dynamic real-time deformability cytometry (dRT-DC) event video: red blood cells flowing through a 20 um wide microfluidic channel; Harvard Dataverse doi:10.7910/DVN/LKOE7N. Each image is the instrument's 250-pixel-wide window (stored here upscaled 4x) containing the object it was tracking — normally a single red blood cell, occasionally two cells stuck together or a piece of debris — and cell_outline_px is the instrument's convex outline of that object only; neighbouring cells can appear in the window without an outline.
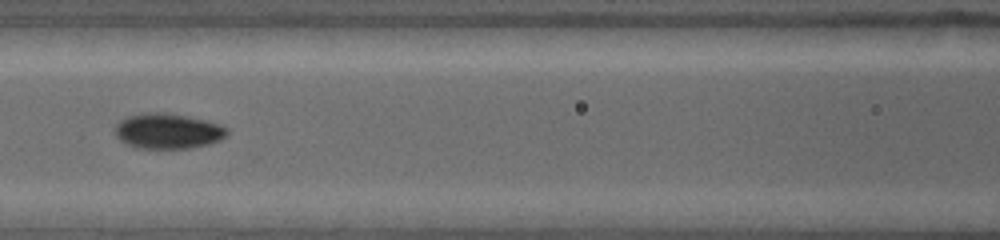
{"species": "common noctule bat (a hibernating species)", "species_latin": "Nyctalus noctula", "temperature_condition": "warm", "stored_images_in_passage": 26, "camera_frame_rate_fps": 4500, "um_per_image_px": 0.085, "animal": {"sex": "female", "body_mass_g": 19.0, "forearm_length_mm": 53.3}, "frame": {"image": 1, "passage_image": 5, "time_ms": 2.889, "image_size_px": [1000, 240], "cell_outline_px": [[228, 132], [220, 140], [208, 144], [188, 148], [136, 148], [124, 144], [116, 136], [116, 124], [120, 120], [128, 116], [148, 112], [168, 112], [204, 120], [220, 124], [228, 128]], "centroid_in_image_um": [14.25, 11.14], "position_along_channel_um": 152.4, "area_um2": 23.06}}
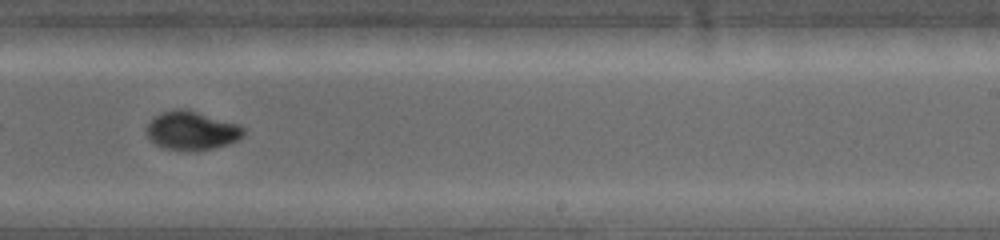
{"frame": {"image": 2, "passage_image": 12, "time_ms": 6.0, "image_size_px": [1000, 240], "cell_outline_px": [[244, 136], [228, 144], [196, 152], [164, 148], [156, 144], [148, 136], [144, 128], [160, 112], [176, 108], [184, 108], [240, 124], [244, 128]], "centroid_in_image_um": [16.3, 11.1], "position_along_channel_um": 272.7, "area_um2": 22.02}}